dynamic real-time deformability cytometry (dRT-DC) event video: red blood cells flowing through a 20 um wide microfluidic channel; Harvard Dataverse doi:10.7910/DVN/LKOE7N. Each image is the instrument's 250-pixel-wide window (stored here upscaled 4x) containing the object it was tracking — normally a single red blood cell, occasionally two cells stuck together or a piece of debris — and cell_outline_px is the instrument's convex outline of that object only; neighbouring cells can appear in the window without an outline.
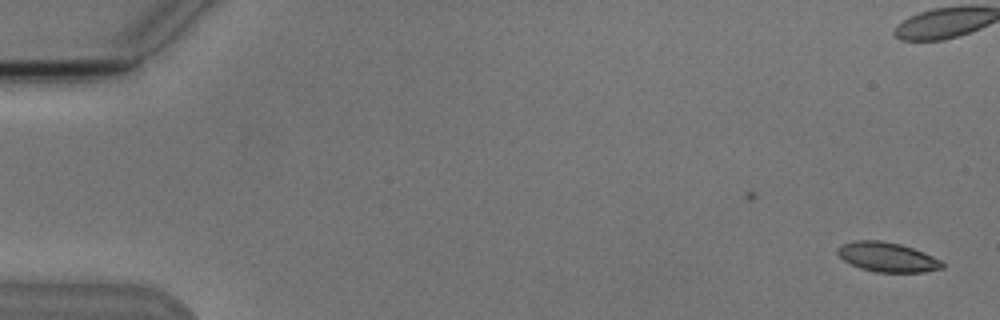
{"species": "Egyptian fruit bat (a non-hibernating species)", "species_latin": "Rousettus aegyptiacus", "temperature_condition": "cold", "stored_images_in_passage": 2, "camera_frame_rate_fps": 3000, "um_per_image_px": 0.085, "animal": {"sex": "male"}, "frame": {"image": 1, "passage_image": 2, "time_ms": 1.333, "image_size_px": [1000, 320], "cell_outline_px": [[944, 268], [924, 272], [876, 272], [860, 268], [844, 260], [836, 252], [836, 248], [840, 244], [856, 240], [880, 240], [900, 244], [924, 252], [940, 260], [944, 264]], "centroid_in_image_um": [75.41, 21.84], "position_along_channel_um": 9.6, "area_um2": 18.03}}